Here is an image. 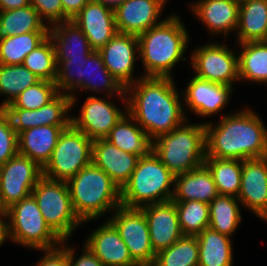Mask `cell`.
<instances>
[{"mask_svg": "<svg viewBox=\"0 0 267 266\" xmlns=\"http://www.w3.org/2000/svg\"><path fill=\"white\" fill-rule=\"evenodd\" d=\"M174 82L172 78L142 77L126 88L127 112L152 140L188 120L182 93Z\"/></svg>", "mask_w": 267, "mask_h": 266, "instance_id": "obj_1", "label": "cell"}, {"mask_svg": "<svg viewBox=\"0 0 267 266\" xmlns=\"http://www.w3.org/2000/svg\"><path fill=\"white\" fill-rule=\"evenodd\" d=\"M262 121L248 108L223 115L215 126L206 121L205 157L243 161L267 156V127Z\"/></svg>", "mask_w": 267, "mask_h": 266, "instance_id": "obj_2", "label": "cell"}, {"mask_svg": "<svg viewBox=\"0 0 267 266\" xmlns=\"http://www.w3.org/2000/svg\"><path fill=\"white\" fill-rule=\"evenodd\" d=\"M189 40L184 23L175 14L139 34V58L145 70L142 76L173 78V68L179 61L187 60L183 55Z\"/></svg>", "mask_w": 267, "mask_h": 266, "instance_id": "obj_3", "label": "cell"}, {"mask_svg": "<svg viewBox=\"0 0 267 266\" xmlns=\"http://www.w3.org/2000/svg\"><path fill=\"white\" fill-rule=\"evenodd\" d=\"M67 184L75 214L83 223L121 205L120 188L93 163L83 167Z\"/></svg>", "mask_w": 267, "mask_h": 266, "instance_id": "obj_4", "label": "cell"}, {"mask_svg": "<svg viewBox=\"0 0 267 266\" xmlns=\"http://www.w3.org/2000/svg\"><path fill=\"white\" fill-rule=\"evenodd\" d=\"M175 175L151 151L141 156L129 181L121 189V205L141 208L145 205L170 201Z\"/></svg>", "mask_w": 267, "mask_h": 266, "instance_id": "obj_5", "label": "cell"}, {"mask_svg": "<svg viewBox=\"0 0 267 266\" xmlns=\"http://www.w3.org/2000/svg\"><path fill=\"white\" fill-rule=\"evenodd\" d=\"M188 121L153 140L152 151L175 176L196 169L205 161V125L187 124Z\"/></svg>", "mask_w": 267, "mask_h": 266, "instance_id": "obj_6", "label": "cell"}, {"mask_svg": "<svg viewBox=\"0 0 267 266\" xmlns=\"http://www.w3.org/2000/svg\"><path fill=\"white\" fill-rule=\"evenodd\" d=\"M6 212L8 238L14 243L41 251L62 244L63 240L46 223L32 194L12 205Z\"/></svg>", "mask_w": 267, "mask_h": 266, "instance_id": "obj_7", "label": "cell"}, {"mask_svg": "<svg viewBox=\"0 0 267 266\" xmlns=\"http://www.w3.org/2000/svg\"><path fill=\"white\" fill-rule=\"evenodd\" d=\"M31 194L46 223L62 240L67 241L82 225L73 209L67 182L42 176Z\"/></svg>", "mask_w": 267, "mask_h": 266, "instance_id": "obj_8", "label": "cell"}, {"mask_svg": "<svg viewBox=\"0 0 267 266\" xmlns=\"http://www.w3.org/2000/svg\"><path fill=\"white\" fill-rule=\"evenodd\" d=\"M93 140L72 124L60 134L43 176L68 182L83 167L92 163Z\"/></svg>", "mask_w": 267, "mask_h": 266, "instance_id": "obj_9", "label": "cell"}, {"mask_svg": "<svg viewBox=\"0 0 267 266\" xmlns=\"http://www.w3.org/2000/svg\"><path fill=\"white\" fill-rule=\"evenodd\" d=\"M111 216L108 221L118 231L132 259L139 266H153L156 253L151 245L148 222L143 210L120 205Z\"/></svg>", "mask_w": 267, "mask_h": 266, "instance_id": "obj_10", "label": "cell"}, {"mask_svg": "<svg viewBox=\"0 0 267 266\" xmlns=\"http://www.w3.org/2000/svg\"><path fill=\"white\" fill-rule=\"evenodd\" d=\"M192 53L191 65L196 77L231 87H234V81L240 80L238 55L227 44L209 43L197 47Z\"/></svg>", "mask_w": 267, "mask_h": 266, "instance_id": "obj_11", "label": "cell"}, {"mask_svg": "<svg viewBox=\"0 0 267 266\" xmlns=\"http://www.w3.org/2000/svg\"><path fill=\"white\" fill-rule=\"evenodd\" d=\"M43 169L30 158L17 154L0 166V202L5 210L31 195Z\"/></svg>", "mask_w": 267, "mask_h": 266, "instance_id": "obj_12", "label": "cell"}, {"mask_svg": "<svg viewBox=\"0 0 267 266\" xmlns=\"http://www.w3.org/2000/svg\"><path fill=\"white\" fill-rule=\"evenodd\" d=\"M98 52L107 70L125 89L143 77L133 78L136 57L139 58L137 35L117 32Z\"/></svg>", "mask_w": 267, "mask_h": 266, "instance_id": "obj_13", "label": "cell"}, {"mask_svg": "<svg viewBox=\"0 0 267 266\" xmlns=\"http://www.w3.org/2000/svg\"><path fill=\"white\" fill-rule=\"evenodd\" d=\"M108 100L95 96L87 97L81 108L80 116H71V124L91 140L105 139L125 115L120 108Z\"/></svg>", "mask_w": 267, "mask_h": 266, "instance_id": "obj_14", "label": "cell"}, {"mask_svg": "<svg viewBox=\"0 0 267 266\" xmlns=\"http://www.w3.org/2000/svg\"><path fill=\"white\" fill-rule=\"evenodd\" d=\"M167 0H125L114 10L119 33L139 35L160 24V15ZM159 20V21H158Z\"/></svg>", "mask_w": 267, "mask_h": 266, "instance_id": "obj_15", "label": "cell"}, {"mask_svg": "<svg viewBox=\"0 0 267 266\" xmlns=\"http://www.w3.org/2000/svg\"><path fill=\"white\" fill-rule=\"evenodd\" d=\"M233 87L212 83L200 79L195 75L189 81L186 90L182 93L187 109L198 116L207 117L217 114L228 104Z\"/></svg>", "mask_w": 267, "mask_h": 266, "instance_id": "obj_16", "label": "cell"}, {"mask_svg": "<svg viewBox=\"0 0 267 266\" xmlns=\"http://www.w3.org/2000/svg\"><path fill=\"white\" fill-rule=\"evenodd\" d=\"M141 209L147 219L151 245L156 254L183 236L172 200L145 205Z\"/></svg>", "mask_w": 267, "mask_h": 266, "instance_id": "obj_17", "label": "cell"}, {"mask_svg": "<svg viewBox=\"0 0 267 266\" xmlns=\"http://www.w3.org/2000/svg\"><path fill=\"white\" fill-rule=\"evenodd\" d=\"M72 21L82 30L95 51L105 46L117 33L114 10L93 0Z\"/></svg>", "mask_w": 267, "mask_h": 266, "instance_id": "obj_18", "label": "cell"}, {"mask_svg": "<svg viewBox=\"0 0 267 266\" xmlns=\"http://www.w3.org/2000/svg\"><path fill=\"white\" fill-rule=\"evenodd\" d=\"M84 243L104 266H139L109 221L96 228Z\"/></svg>", "mask_w": 267, "mask_h": 266, "instance_id": "obj_19", "label": "cell"}, {"mask_svg": "<svg viewBox=\"0 0 267 266\" xmlns=\"http://www.w3.org/2000/svg\"><path fill=\"white\" fill-rule=\"evenodd\" d=\"M238 200L259 216L267 204V156L242 161Z\"/></svg>", "mask_w": 267, "mask_h": 266, "instance_id": "obj_20", "label": "cell"}, {"mask_svg": "<svg viewBox=\"0 0 267 266\" xmlns=\"http://www.w3.org/2000/svg\"><path fill=\"white\" fill-rule=\"evenodd\" d=\"M140 156L122 151L106 139L93 140L92 163L120 188L129 181Z\"/></svg>", "mask_w": 267, "mask_h": 266, "instance_id": "obj_21", "label": "cell"}, {"mask_svg": "<svg viewBox=\"0 0 267 266\" xmlns=\"http://www.w3.org/2000/svg\"><path fill=\"white\" fill-rule=\"evenodd\" d=\"M192 12L205 24L210 34L236 33L238 26L239 6L237 0H199L191 3Z\"/></svg>", "mask_w": 267, "mask_h": 266, "instance_id": "obj_22", "label": "cell"}, {"mask_svg": "<svg viewBox=\"0 0 267 266\" xmlns=\"http://www.w3.org/2000/svg\"><path fill=\"white\" fill-rule=\"evenodd\" d=\"M69 126H38L18 134V154L30 158L42 169L50 161L60 134Z\"/></svg>", "mask_w": 267, "mask_h": 266, "instance_id": "obj_23", "label": "cell"}, {"mask_svg": "<svg viewBox=\"0 0 267 266\" xmlns=\"http://www.w3.org/2000/svg\"><path fill=\"white\" fill-rule=\"evenodd\" d=\"M172 201H201L209 204L219 194L205 164L175 176Z\"/></svg>", "mask_w": 267, "mask_h": 266, "instance_id": "obj_24", "label": "cell"}, {"mask_svg": "<svg viewBox=\"0 0 267 266\" xmlns=\"http://www.w3.org/2000/svg\"><path fill=\"white\" fill-rule=\"evenodd\" d=\"M48 36L53 42L56 60L88 58L94 51L85 34L72 20L50 25Z\"/></svg>", "mask_w": 267, "mask_h": 266, "instance_id": "obj_25", "label": "cell"}, {"mask_svg": "<svg viewBox=\"0 0 267 266\" xmlns=\"http://www.w3.org/2000/svg\"><path fill=\"white\" fill-rule=\"evenodd\" d=\"M111 129L105 138L122 151L137 156L148 155L152 151L153 140L137 124L133 117L127 112Z\"/></svg>", "mask_w": 267, "mask_h": 266, "instance_id": "obj_26", "label": "cell"}, {"mask_svg": "<svg viewBox=\"0 0 267 266\" xmlns=\"http://www.w3.org/2000/svg\"><path fill=\"white\" fill-rule=\"evenodd\" d=\"M236 32L238 44L267 40V0L240 3Z\"/></svg>", "mask_w": 267, "mask_h": 266, "instance_id": "obj_27", "label": "cell"}, {"mask_svg": "<svg viewBox=\"0 0 267 266\" xmlns=\"http://www.w3.org/2000/svg\"><path fill=\"white\" fill-rule=\"evenodd\" d=\"M83 90L93 91L94 93H99V91L106 92L108 94L107 97L110 99L113 94H116L127 107L126 89L107 70L98 51L94 50L84 64Z\"/></svg>", "mask_w": 267, "mask_h": 266, "instance_id": "obj_28", "label": "cell"}, {"mask_svg": "<svg viewBox=\"0 0 267 266\" xmlns=\"http://www.w3.org/2000/svg\"><path fill=\"white\" fill-rule=\"evenodd\" d=\"M196 238L199 246L198 266H233V246L229 236L208 227Z\"/></svg>", "mask_w": 267, "mask_h": 266, "instance_id": "obj_29", "label": "cell"}, {"mask_svg": "<svg viewBox=\"0 0 267 266\" xmlns=\"http://www.w3.org/2000/svg\"><path fill=\"white\" fill-rule=\"evenodd\" d=\"M239 79L266 83L267 85V41H250L238 44Z\"/></svg>", "mask_w": 267, "mask_h": 266, "instance_id": "obj_30", "label": "cell"}, {"mask_svg": "<svg viewBox=\"0 0 267 266\" xmlns=\"http://www.w3.org/2000/svg\"><path fill=\"white\" fill-rule=\"evenodd\" d=\"M31 5L8 11H0V37L29 32H48L49 26Z\"/></svg>", "mask_w": 267, "mask_h": 266, "instance_id": "obj_31", "label": "cell"}, {"mask_svg": "<svg viewBox=\"0 0 267 266\" xmlns=\"http://www.w3.org/2000/svg\"><path fill=\"white\" fill-rule=\"evenodd\" d=\"M219 195L238 197L241 187L242 161L205 157Z\"/></svg>", "mask_w": 267, "mask_h": 266, "instance_id": "obj_32", "label": "cell"}, {"mask_svg": "<svg viewBox=\"0 0 267 266\" xmlns=\"http://www.w3.org/2000/svg\"><path fill=\"white\" fill-rule=\"evenodd\" d=\"M240 201L237 197L218 195L209 203V227L231 237L241 223Z\"/></svg>", "mask_w": 267, "mask_h": 266, "instance_id": "obj_33", "label": "cell"}, {"mask_svg": "<svg viewBox=\"0 0 267 266\" xmlns=\"http://www.w3.org/2000/svg\"><path fill=\"white\" fill-rule=\"evenodd\" d=\"M48 37V32H29L0 37V64L22 65L24 58Z\"/></svg>", "mask_w": 267, "mask_h": 266, "instance_id": "obj_34", "label": "cell"}, {"mask_svg": "<svg viewBox=\"0 0 267 266\" xmlns=\"http://www.w3.org/2000/svg\"><path fill=\"white\" fill-rule=\"evenodd\" d=\"M40 79L23 65L0 64V94L7 97L0 105L2 109L11 104L21 92Z\"/></svg>", "mask_w": 267, "mask_h": 266, "instance_id": "obj_35", "label": "cell"}, {"mask_svg": "<svg viewBox=\"0 0 267 266\" xmlns=\"http://www.w3.org/2000/svg\"><path fill=\"white\" fill-rule=\"evenodd\" d=\"M199 246L196 236L183 235L170 247L156 254L153 266H198Z\"/></svg>", "mask_w": 267, "mask_h": 266, "instance_id": "obj_36", "label": "cell"}, {"mask_svg": "<svg viewBox=\"0 0 267 266\" xmlns=\"http://www.w3.org/2000/svg\"><path fill=\"white\" fill-rule=\"evenodd\" d=\"M183 235L197 236L209 227V204L201 201H173Z\"/></svg>", "mask_w": 267, "mask_h": 266, "instance_id": "obj_37", "label": "cell"}, {"mask_svg": "<svg viewBox=\"0 0 267 266\" xmlns=\"http://www.w3.org/2000/svg\"><path fill=\"white\" fill-rule=\"evenodd\" d=\"M22 65L34 73L40 80L56 81V55L53 42L49 36L26 55Z\"/></svg>", "mask_w": 267, "mask_h": 266, "instance_id": "obj_38", "label": "cell"}, {"mask_svg": "<svg viewBox=\"0 0 267 266\" xmlns=\"http://www.w3.org/2000/svg\"><path fill=\"white\" fill-rule=\"evenodd\" d=\"M87 58H71L69 60H56L57 76L56 85L59 93L66 92L72 97V108L76 103L73 90H83V70ZM76 77V78H75ZM71 92V93H70Z\"/></svg>", "mask_w": 267, "mask_h": 266, "instance_id": "obj_39", "label": "cell"}, {"mask_svg": "<svg viewBox=\"0 0 267 266\" xmlns=\"http://www.w3.org/2000/svg\"><path fill=\"white\" fill-rule=\"evenodd\" d=\"M59 91L55 82L39 80L26 88L19 96L5 108H21L37 110L53 100Z\"/></svg>", "mask_w": 267, "mask_h": 266, "instance_id": "obj_40", "label": "cell"}, {"mask_svg": "<svg viewBox=\"0 0 267 266\" xmlns=\"http://www.w3.org/2000/svg\"><path fill=\"white\" fill-rule=\"evenodd\" d=\"M72 109V97L66 93H59L48 104L38 109L39 126H70ZM68 115V116H67Z\"/></svg>", "mask_w": 267, "mask_h": 266, "instance_id": "obj_41", "label": "cell"}, {"mask_svg": "<svg viewBox=\"0 0 267 266\" xmlns=\"http://www.w3.org/2000/svg\"><path fill=\"white\" fill-rule=\"evenodd\" d=\"M18 154V134L13 128L10 117L0 112V166Z\"/></svg>", "mask_w": 267, "mask_h": 266, "instance_id": "obj_42", "label": "cell"}, {"mask_svg": "<svg viewBox=\"0 0 267 266\" xmlns=\"http://www.w3.org/2000/svg\"><path fill=\"white\" fill-rule=\"evenodd\" d=\"M3 110L10 117L13 128L17 134L26 129L39 126L38 109L4 108Z\"/></svg>", "mask_w": 267, "mask_h": 266, "instance_id": "obj_43", "label": "cell"}, {"mask_svg": "<svg viewBox=\"0 0 267 266\" xmlns=\"http://www.w3.org/2000/svg\"><path fill=\"white\" fill-rule=\"evenodd\" d=\"M30 5L37 10L44 21L47 20L48 26L63 22L61 0H30Z\"/></svg>", "mask_w": 267, "mask_h": 266, "instance_id": "obj_44", "label": "cell"}, {"mask_svg": "<svg viewBox=\"0 0 267 266\" xmlns=\"http://www.w3.org/2000/svg\"><path fill=\"white\" fill-rule=\"evenodd\" d=\"M44 257L35 266H69L66 240L54 249L42 250Z\"/></svg>", "mask_w": 267, "mask_h": 266, "instance_id": "obj_45", "label": "cell"}, {"mask_svg": "<svg viewBox=\"0 0 267 266\" xmlns=\"http://www.w3.org/2000/svg\"><path fill=\"white\" fill-rule=\"evenodd\" d=\"M67 245L69 266H104L102 262L84 245L83 253L75 261V250Z\"/></svg>", "mask_w": 267, "mask_h": 266, "instance_id": "obj_46", "label": "cell"}, {"mask_svg": "<svg viewBox=\"0 0 267 266\" xmlns=\"http://www.w3.org/2000/svg\"><path fill=\"white\" fill-rule=\"evenodd\" d=\"M63 7V22L72 20L80 10L91 0H61Z\"/></svg>", "mask_w": 267, "mask_h": 266, "instance_id": "obj_47", "label": "cell"}, {"mask_svg": "<svg viewBox=\"0 0 267 266\" xmlns=\"http://www.w3.org/2000/svg\"><path fill=\"white\" fill-rule=\"evenodd\" d=\"M30 5V0H0V11H8Z\"/></svg>", "mask_w": 267, "mask_h": 266, "instance_id": "obj_48", "label": "cell"}, {"mask_svg": "<svg viewBox=\"0 0 267 266\" xmlns=\"http://www.w3.org/2000/svg\"><path fill=\"white\" fill-rule=\"evenodd\" d=\"M7 213L0 214V246L8 239Z\"/></svg>", "mask_w": 267, "mask_h": 266, "instance_id": "obj_49", "label": "cell"}, {"mask_svg": "<svg viewBox=\"0 0 267 266\" xmlns=\"http://www.w3.org/2000/svg\"><path fill=\"white\" fill-rule=\"evenodd\" d=\"M96 2H99L103 4L104 6L115 10L117 7H119L125 0H93Z\"/></svg>", "mask_w": 267, "mask_h": 266, "instance_id": "obj_50", "label": "cell"}, {"mask_svg": "<svg viewBox=\"0 0 267 266\" xmlns=\"http://www.w3.org/2000/svg\"><path fill=\"white\" fill-rule=\"evenodd\" d=\"M263 219L264 221H267V204L265 210L258 216V218Z\"/></svg>", "mask_w": 267, "mask_h": 266, "instance_id": "obj_51", "label": "cell"}, {"mask_svg": "<svg viewBox=\"0 0 267 266\" xmlns=\"http://www.w3.org/2000/svg\"><path fill=\"white\" fill-rule=\"evenodd\" d=\"M1 213H7L6 210L3 208V206L1 205V202H0V214Z\"/></svg>", "mask_w": 267, "mask_h": 266, "instance_id": "obj_52", "label": "cell"}, {"mask_svg": "<svg viewBox=\"0 0 267 266\" xmlns=\"http://www.w3.org/2000/svg\"><path fill=\"white\" fill-rule=\"evenodd\" d=\"M239 3H244V2H247V1H251V0H237Z\"/></svg>", "mask_w": 267, "mask_h": 266, "instance_id": "obj_53", "label": "cell"}]
</instances>
